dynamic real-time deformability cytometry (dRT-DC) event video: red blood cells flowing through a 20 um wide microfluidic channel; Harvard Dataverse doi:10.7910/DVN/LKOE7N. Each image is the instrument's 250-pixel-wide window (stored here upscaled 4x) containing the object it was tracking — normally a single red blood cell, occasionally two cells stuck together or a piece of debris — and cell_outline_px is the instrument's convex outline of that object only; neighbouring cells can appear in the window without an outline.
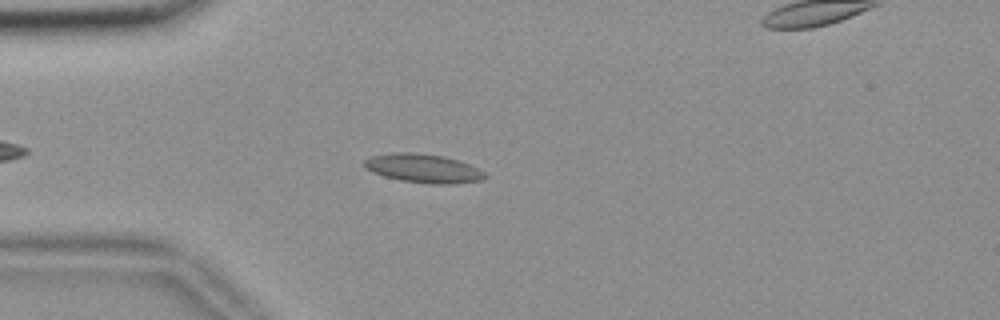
{"species": "common noctule bat (a hibernating species)", "species_latin": "Nyctalus noctula", "temperature_condition": "room temperature", "stored_images_in_passage": 41, "camera_frame_rate_fps": 3000, "um_per_image_px": 0.085, "animal": {"sex": "female", "body_mass_g": 18.4}, "frame": {"image": 1, "passage_image": 8, "time_ms": 2.333, "image_size_px": [1000, 320], "cell_outline_px": [[488, 176], [484, 180], [456, 184], [428, 184], [400, 180], [384, 176], [372, 172], [364, 168], [364, 160], [368, 156], [392, 152], [412, 152], [444, 156], [468, 164], [484, 172]], "centroid_in_image_um": [35.95, 14.31], "position_along_channel_um": 49.0, "area_um2": 20.46}}
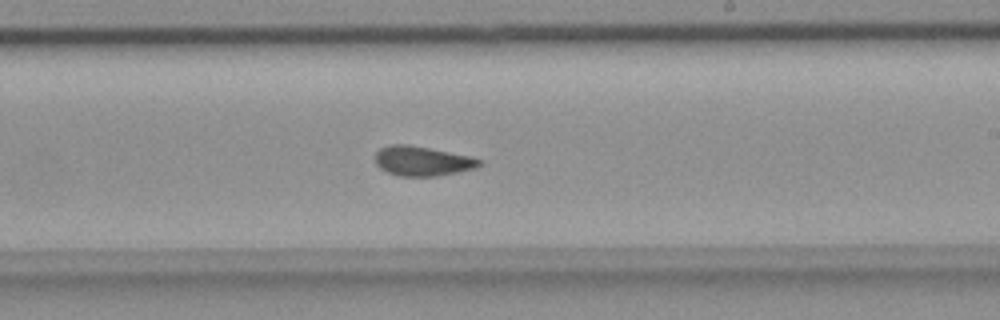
{"frame": {"image": 2, "passage_image": 26, "time_ms": 8.333, "image_size_px": [1000, 320], "cell_outline_px": [[480, 164], [476, 168], [436, 176], [400, 176], [388, 172], [380, 168], [376, 164], [376, 152], [380, 148], [388, 144], [408, 144], [472, 156], [480, 160]], "centroid_in_image_um": [35.88, 13.67], "position_along_channel_um": 253.1, "area_um2": 17.92}}
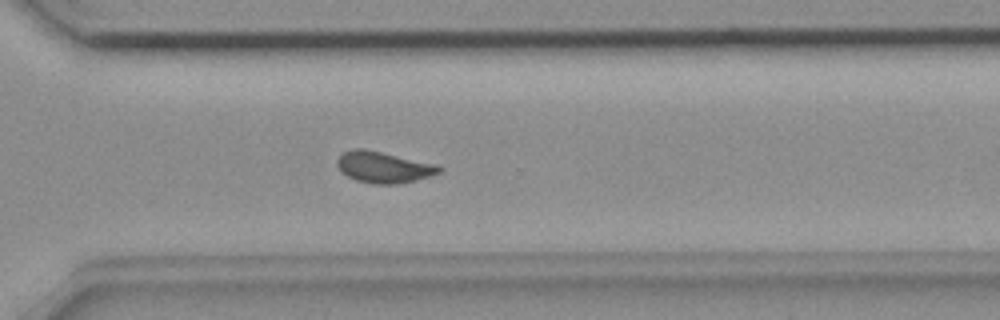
{"frame": {"image": 3, "passage_image": 33, "time_ms": 10.667, "image_size_px": [1000, 320], "cell_outline_px": [[444, 168], [440, 172], [416, 180], [396, 184], [376, 184], [356, 180], [340, 172], [336, 164], [336, 160], [344, 152], [356, 148], [364, 148], [440, 164]], "centroid_in_image_um": [32.63, 14.2], "position_along_channel_um": 338.0, "area_um2": 18.79}, "authors_computed_cell_mechanics": {"area_um2": 18.2648, "velocity_mm_per_s": 3.6226, "shape_relaxation_time_tau1_ms": null, "shape_relaxation_time_tau2_ms": 2.4571, "deformation_change_tau1": null, "deformation_change_tau2": 0.086}}